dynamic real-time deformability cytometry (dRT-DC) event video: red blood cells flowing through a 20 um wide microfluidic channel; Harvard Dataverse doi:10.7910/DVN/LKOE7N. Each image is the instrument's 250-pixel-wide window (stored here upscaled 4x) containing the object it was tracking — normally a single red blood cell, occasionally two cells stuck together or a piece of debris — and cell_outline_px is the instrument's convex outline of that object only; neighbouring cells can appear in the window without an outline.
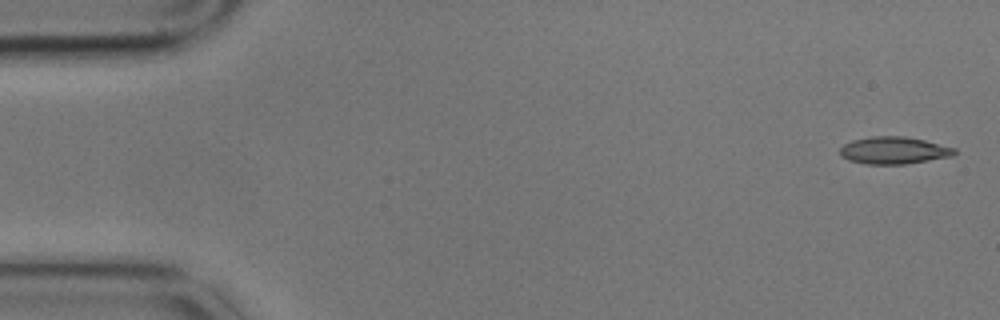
{"species": "common noctule bat (a hibernating species)", "species_latin": "Nyctalus noctula", "temperature_condition": "cold", "stored_images_in_passage": 3, "camera_frame_rate_fps": 3000, "um_per_image_px": 0.085, "animal": {"sex": "male", "body_mass_g": 17.9}, "frame": {"image": 1, "passage_image": 1, "time_ms": 0.0, "image_size_px": [1000, 320], "cell_outline_px": [[956, 152], [952, 156], [904, 164], [864, 164], [848, 160], [840, 156], [840, 148], [844, 144], [852, 140], [872, 136], [904, 136], [924, 140], [956, 148]], "centroid_in_image_um": [75.94, 12.78], "position_along_channel_um": 9.1, "area_um2": 18.15}}